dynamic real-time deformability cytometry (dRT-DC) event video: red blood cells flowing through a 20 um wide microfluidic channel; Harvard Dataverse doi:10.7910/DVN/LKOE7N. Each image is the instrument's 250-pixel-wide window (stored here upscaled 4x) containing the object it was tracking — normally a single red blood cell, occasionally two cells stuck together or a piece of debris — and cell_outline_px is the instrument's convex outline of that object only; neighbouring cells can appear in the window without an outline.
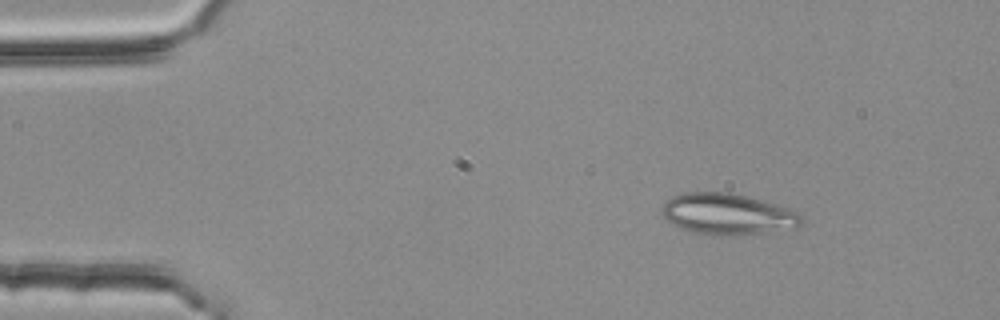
{"species": "common noctule bat (a hibernating species)", "species_latin": "Nyctalus noctula", "temperature_condition": "room temperature", "stored_images_in_passage": 2, "camera_frame_rate_fps": 3000, "um_per_image_px": 0.085, "animal": {"sex": "female", "body_mass_g": 25.1}, "frame": {"image": 1, "passage_image": 1, "time_ms": 0.0, "image_size_px": [1000, 320], "cell_outline_px": [[804, 220], [796, 228], [736, 236], [712, 236], [692, 232], [680, 228], [672, 224], [660, 212], [660, 208], [672, 196], [684, 192], [728, 192], [760, 200], [788, 208], [800, 212], [804, 216]], "centroid_in_image_um": [61.85, 18.22], "position_along_channel_um": 23.2, "area_um2": 33.81}}